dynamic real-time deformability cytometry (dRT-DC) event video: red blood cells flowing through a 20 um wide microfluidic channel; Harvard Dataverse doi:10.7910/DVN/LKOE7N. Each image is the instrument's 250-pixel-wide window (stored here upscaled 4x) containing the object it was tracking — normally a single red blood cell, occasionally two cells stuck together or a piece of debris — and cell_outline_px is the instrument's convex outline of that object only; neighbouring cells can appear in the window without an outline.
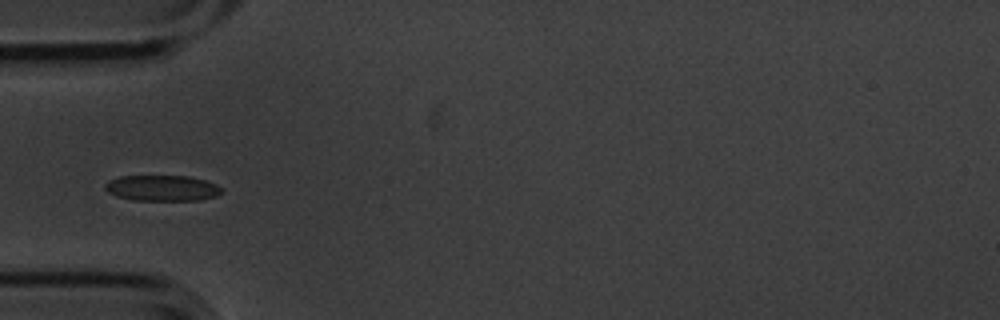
{"species": "common noctule bat (a hibernating species)", "species_latin": "Nyctalus noctula", "temperature_condition": "cold", "stored_images_in_passage": 3, "camera_frame_rate_fps": 3000, "um_per_image_px": 0.085, "animal": {"sex": "male", "body_mass_g": 20.1, "forearm_length_mm": 53.5}, "frame": {"image": 1, "passage_image": 1, "time_ms": 0.0, "image_size_px": [1000, 320], "cell_outline_px": [[224, 192], [216, 196], [200, 200], [132, 200], [116, 196], [108, 192], [104, 188], [104, 184], [108, 180], [120, 176], [188, 176], [204, 180], [216, 184], [224, 188]], "centroid_in_image_um": [13.79, 15.99], "position_along_channel_um": 71.2, "area_um2": 17.69}}
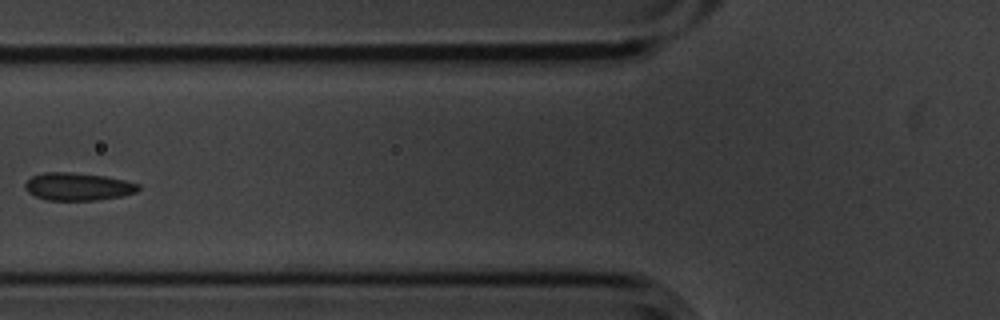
{"frame": {"image": 2, "passage_image": 2, "time_ms": 0.333, "image_size_px": [1000, 320], "cell_outline_px": [[140, 188], [136, 192], [124, 196], [96, 200], [48, 200], [36, 196], [28, 192], [24, 188], [24, 184], [32, 176], [44, 172], [72, 172], [104, 176], [124, 180], [140, 184]], "centroid_in_image_um": [6.63, 15.86], "position_along_channel_um": 119.2, "area_um2": 18.32}}
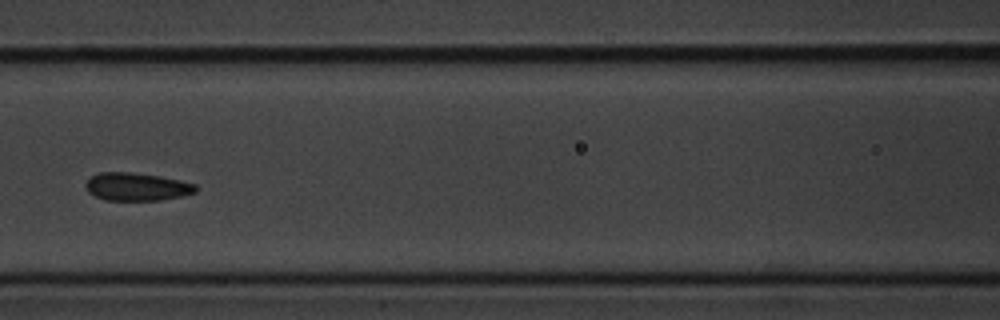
{"frame": {"image": 3, "passage_image": 3, "time_ms": 0.667, "image_size_px": [1000, 320], "cell_outline_px": [[200, 188], [196, 192], [180, 196], [160, 200], [104, 200], [88, 192], [84, 184], [88, 176], [96, 172], [132, 172], [160, 176], [180, 180], [196, 184]], "centroid_in_image_um": [11.59, 15.86], "position_along_channel_um": 155.0, "area_um2": 18.21}}